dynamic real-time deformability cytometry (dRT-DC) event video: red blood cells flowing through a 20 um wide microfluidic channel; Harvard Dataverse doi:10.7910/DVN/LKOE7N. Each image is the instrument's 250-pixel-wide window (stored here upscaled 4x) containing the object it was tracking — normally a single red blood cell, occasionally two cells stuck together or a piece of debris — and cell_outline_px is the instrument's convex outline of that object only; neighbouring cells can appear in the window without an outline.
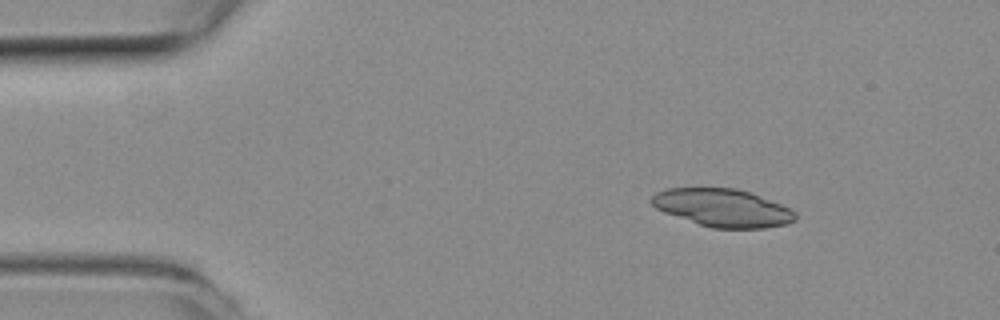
{"species": "common noctule bat (a hibernating species)", "species_latin": "Nyctalus noctula", "temperature_condition": "room temperature", "stored_images_in_passage": 14, "camera_frame_rate_fps": 3000, "um_per_image_px": 0.085, "animal": {"sex": "female", "body_mass_g": 19.3, "forearm_length_mm": 54.1}, "frame": {"image": 1, "passage_image": 6, "time_ms": 1.667, "image_size_px": [1000, 320], "cell_outline_px": [[796, 220], [788, 224], [764, 228], [712, 228], [664, 212], [656, 208], [652, 204], [652, 196], [656, 192], [668, 188], [736, 188], [748, 192], [780, 204], [796, 212]], "centroid_in_image_um": [61.43, 17.67], "position_along_channel_um": 23.6, "area_um2": 31.33}}